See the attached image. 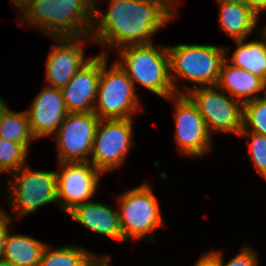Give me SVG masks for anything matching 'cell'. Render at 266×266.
Wrapping results in <instances>:
<instances>
[{"mask_svg": "<svg viewBox=\"0 0 266 266\" xmlns=\"http://www.w3.org/2000/svg\"><path fill=\"white\" fill-rule=\"evenodd\" d=\"M6 211L0 208V260L3 257V251L7 233L9 232V222H11L10 216L5 213Z\"/></svg>", "mask_w": 266, "mask_h": 266, "instance_id": "27", "label": "cell"}, {"mask_svg": "<svg viewBox=\"0 0 266 266\" xmlns=\"http://www.w3.org/2000/svg\"><path fill=\"white\" fill-rule=\"evenodd\" d=\"M28 151L24 144L0 138V174L16 172L26 165Z\"/></svg>", "mask_w": 266, "mask_h": 266, "instance_id": "23", "label": "cell"}, {"mask_svg": "<svg viewBox=\"0 0 266 266\" xmlns=\"http://www.w3.org/2000/svg\"><path fill=\"white\" fill-rule=\"evenodd\" d=\"M57 201L65 212L88 202L97 191L101 171L90 162L59 163Z\"/></svg>", "mask_w": 266, "mask_h": 266, "instance_id": "12", "label": "cell"}, {"mask_svg": "<svg viewBox=\"0 0 266 266\" xmlns=\"http://www.w3.org/2000/svg\"><path fill=\"white\" fill-rule=\"evenodd\" d=\"M110 259H102L96 266H110Z\"/></svg>", "mask_w": 266, "mask_h": 266, "instance_id": "32", "label": "cell"}, {"mask_svg": "<svg viewBox=\"0 0 266 266\" xmlns=\"http://www.w3.org/2000/svg\"><path fill=\"white\" fill-rule=\"evenodd\" d=\"M0 138L24 144L30 149L31 139L36 138L30 130L27 112H14L8 107L0 120Z\"/></svg>", "mask_w": 266, "mask_h": 266, "instance_id": "22", "label": "cell"}, {"mask_svg": "<svg viewBox=\"0 0 266 266\" xmlns=\"http://www.w3.org/2000/svg\"><path fill=\"white\" fill-rule=\"evenodd\" d=\"M240 136H246L250 141V156L257 172L266 179V136L254 132H240Z\"/></svg>", "mask_w": 266, "mask_h": 266, "instance_id": "25", "label": "cell"}, {"mask_svg": "<svg viewBox=\"0 0 266 266\" xmlns=\"http://www.w3.org/2000/svg\"><path fill=\"white\" fill-rule=\"evenodd\" d=\"M221 266H258L256 252L249 246H245L241 253L233 257L228 263L223 262V256L220 252Z\"/></svg>", "mask_w": 266, "mask_h": 266, "instance_id": "26", "label": "cell"}, {"mask_svg": "<svg viewBox=\"0 0 266 266\" xmlns=\"http://www.w3.org/2000/svg\"><path fill=\"white\" fill-rule=\"evenodd\" d=\"M186 91L185 94L203 116L210 135L214 132L240 134L243 129V103L241 101L228 96L217 85L187 87Z\"/></svg>", "mask_w": 266, "mask_h": 266, "instance_id": "7", "label": "cell"}, {"mask_svg": "<svg viewBox=\"0 0 266 266\" xmlns=\"http://www.w3.org/2000/svg\"><path fill=\"white\" fill-rule=\"evenodd\" d=\"M216 1L219 2V4L242 2V0H216Z\"/></svg>", "mask_w": 266, "mask_h": 266, "instance_id": "33", "label": "cell"}, {"mask_svg": "<svg viewBox=\"0 0 266 266\" xmlns=\"http://www.w3.org/2000/svg\"><path fill=\"white\" fill-rule=\"evenodd\" d=\"M266 136V100L261 97L243 103V129Z\"/></svg>", "mask_w": 266, "mask_h": 266, "instance_id": "24", "label": "cell"}, {"mask_svg": "<svg viewBox=\"0 0 266 266\" xmlns=\"http://www.w3.org/2000/svg\"><path fill=\"white\" fill-rule=\"evenodd\" d=\"M175 4L179 1L109 0L105 14L96 4L90 39L111 49L153 43V35L175 18Z\"/></svg>", "mask_w": 266, "mask_h": 266, "instance_id": "1", "label": "cell"}, {"mask_svg": "<svg viewBox=\"0 0 266 266\" xmlns=\"http://www.w3.org/2000/svg\"><path fill=\"white\" fill-rule=\"evenodd\" d=\"M23 24L53 38L89 36L94 23L92 0H36L21 15Z\"/></svg>", "mask_w": 266, "mask_h": 266, "instance_id": "2", "label": "cell"}, {"mask_svg": "<svg viewBox=\"0 0 266 266\" xmlns=\"http://www.w3.org/2000/svg\"><path fill=\"white\" fill-rule=\"evenodd\" d=\"M102 259L110 257L97 256L78 246L67 245L55 249L46 245L38 266H96Z\"/></svg>", "mask_w": 266, "mask_h": 266, "instance_id": "21", "label": "cell"}, {"mask_svg": "<svg viewBox=\"0 0 266 266\" xmlns=\"http://www.w3.org/2000/svg\"><path fill=\"white\" fill-rule=\"evenodd\" d=\"M11 1H14L12 3H14L15 6H17V8L20 11V14L19 15H21L36 0H11Z\"/></svg>", "mask_w": 266, "mask_h": 266, "instance_id": "30", "label": "cell"}, {"mask_svg": "<svg viewBox=\"0 0 266 266\" xmlns=\"http://www.w3.org/2000/svg\"><path fill=\"white\" fill-rule=\"evenodd\" d=\"M0 266H9L6 262H4L3 260H0Z\"/></svg>", "mask_w": 266, "mask_h": 266, "instance_id": "35", "label": "cell"}, {"mask_svg": "<svg viewBox=\"0 0 266 266\" xmlns=\"http://www.w3.org/2000/svg\"><path fill=\"white\" fill-rule=\"evenodd\" d=\"M242 2L257 16L266 11V0H242ZM259 15V16H258Z\"/></svg>", "mask_w": 266, "mask_h": 266, "instance_id": "29", "label": "cell"}, {"mask_svg": "<svg viewBox=\"0 0 266 266\" xmlns=\"http://www.w3.org/2000/svg\"><path fill=\"white\" fill-rule=\"evenodd\" d=\"M85 39L86 36L53 38L55 46L52 47L46 61L48 86L55 88L66 86L75 73L88 62L89 59H84Z\"/></svg>", "mask_w": 266, "mask_h": 266, "instance_id": "14", "label": "cell"}, {"mask_svg": "<svg viewBox=\"0 0 266 266\" xmlns=\"http://www.w3.org/2000/svg\"><path fill=\"white\" fill-rule=\"evenodd\" d=\"M46 245L31 236L8 232L2 260L9 266H38Z\"/></svg>", "mask_w": 266, "mask_h": 266, "instance_id": "19", "label": "cell"}, {"mask_svg": "<svg viewBox=\"0 0 266 266\" xmlns=\"http://www.w3.org/2000/svg\"><path fill=\"white\" fill-rule=\"evenodd\" d=\"M220 28L234 40L246 39L259 21L243 2L220 4Z\"/></svg>", "mask_w": 266, "mask_h": 266, "instance_id": "18", "label": "cell"}, {"mask_svg": "<svg viewBox=\"0 0 266 266\" xmlns=\"http://www.w3.org/2000/svg\"><path fill=\"white\" fill-rule=\"evenodd\" d=\"M169 52L170 80L176 94H185L177 88L175 78L189 80L199 86L216 85L226 48L214 45L179 44L167 46ZM182 92V93H181Z\"/></svg>", "mask_w": 266, "mask_h": 266, "instance_id": "4", "label": "cell"}, {"mask_svg": "<svg viewBox=\"0 0 266 266\" xmlns=\"http://www.w3.org/2000/svg\"><path fill=\"white\" fill-rule=\"evenodd\" d=\"M100 119L93 113H68L52 136L56 138L59 162H89Z\"/></svg>", "mask_w": 266, "mask_h": 266, "instance_id": "11", "label": "cell"}, {"mask_svg": "<svg viewBox=\"0 0 266 266\" xmlns=\"http://www.w3.org/2000/svg\"><path fill=\"white\" fill-rule=\"evenodd\" d=\"M26 112L36 139L52 137L68 114L60 88L50 86L35 97Z\"/></svg>", "mask_w": 266, "mask_h": 266, "instance_id": "15", "label": "cell"}, {"mask_svg": "<svg viewBox=\"0 0 266 266\" xmlns=\"http://www.w3.org/2000/svg\"><path fill=\"white\" fill-rule=\"evenodd\" d=\"M71 218L100 235L123 240L118 211L100 202H85L67 213Z\"/></svg>", "mask_w": 266, "mask_h": 266, "instance_id": "16", "label": "cell"}, {"mask_svg": "<svg viewBox=\"0 0 266 266\" xmlns=\"http://www.w3.org/2000/svg\"><path fill=\"white\" fill-rule=\"evenodd\" d=\"M194 266H221L220 252L214 250L204 254Z\"/></svg>", "mask_w": 266, "mask_h": 266, "instance_id": "28", "label": "cell"}, {"mask_svg": "<svg viewBox=\"0 0 266 266\" xmlns=\"http://www.w3.org/2000/svg\"><path fill=\"white\" fill-rule=\"evenodd\" d=\"M167 99L175 103V141L179 153L203 157L212 149V137L197 106L186 94H175Z\"/></svg>", "mask_w": 266, "mask_h": 266, "instance_id": "10", "label": "cell"}, {"mask_svg": "<svg viewBox=\"0 0 266 266\" xmlns=\"http://www.w3.org/2000/svg\"><path fill=\"white\" fill-rule=\"evenodd\" d=\"M118 204L123 240H155L150 233L164 222L157 198L148 183L121 194Z\"/></svg>", "mask_w": 266, "mask_h": 266, "instance_id": "5", "label": "cell"}, {"mask_svg": "<svg viewBox=\"0 0 266 266\" xmlns=\"http://www.w3.org/2000/svg\"><path fill=\"white\" fill-rule=\"evenodd\" d=\"M217 87L231 97L245 103L254 100L262 92L263 79L242 68L235 67L226 59L223 61Z\"/></svg>", "mask_w": 266, "mask_h": 266, "instance_id": "17", "label": "cell"}, {"mask_svg": "<svg viewBox=\"0 0 266 266\" xmlns=\"http://www.w3.org/2000/svg\"><path fill=\"white\" fill-rule=\"evenodd\" d=\"M262 92L265 94L264 95L265 97H261V98L266 100V78L263 79Z\"/></svg>", "mask_w": 266, "mask_h": 266, "instance_id": "34", "label": "cell"}, {"mask_svg": "<svg viewBox=\"0 0 266 266\" xmlns=\"http://www.w3.org/2000/svg\"><path fill=\"white\" fill-rule=\"evenodd\" d=\"M11 174L14 178L10 181L12 183L10 184L12 188L9 191L10 206L15 213L18 212L16 214L19 216L18 218L30 215L43 205L58 204L57 174L55 171H39L24 165Z\"/></svg>", "mask_w": 266, "mask_h": 266, "instance_id": "8", "label": "cell"}, {"mask_svg": "<svg viewBox=\"0 0 266 266\" xmlns=\"http://www.w3.org/2000/svg\"><path fill=\"white\" fill-rule=\"evenodd\" d=\"M264 41L255 40L245 43L246 39L234 40L237 48L232 57L228 59V50H226V60L231 61L235 67L242 68L254 75L266 78V35Z\"/></svg>", "mask_w": 266, "mask_h": 266, "instance_id": "20", "label": "cell"}, {"mask_svg": "<svg viewBox=\"0 0 266 266\" xmlns=\"http://www.w3.org/2000/svg\"><path fill=\"white\" fill-rule=\"evenodd\" d=\"M7 108L8 106H7L6 101H4L0 95V120H1L3 113L7 110Z\"/></svg>", "mask_w": 266, "mask_h": 266, "instance_id": "31", "label": "cell"}, {"mask_svg": "<svg viewBox=\"0 0 266 266\" xmlns=\"http://www.w3.org/2000/svg\"><path fill=\"white\" fill-rule=\"evenodd\" d=\"M133 119H100L89 162L103 174L124 163L133 144Z\"/></svg>", "mask_w": 266, "mask_h": 266, "instance_id": "9", "label": "cell"}, {"mask_svg": "<svg viewBox=\"0 0 266 266\" xmlns=\"http://www.w3.org/2000/svg\"><path fill=\"white\" fill-rule=\"evenodd\" d=\"M262 31L266 35V25H265V27H264V29Z\"/></svg>", "mask_w": 266, "mask_h": 266, "instance_id": "36", "label": "cell"}, {"mask_svg": "<svg viewBox=\"0 0 266 266\" xmlns=\"http://www.w3.org/2000/svg\"><path fill=\"white\" fill-rule=\"evenodd\" d=\"M109 58L106 52L90 57L68 84L60 88L68 113L93 112L97 98L101 65Z\"/></svg>", "mask_w": 266, "mask_h": 266, "instance_id": "13", "label": "cell"}, {"mask_svg": "<svg viewBox=\"0 0 266 266\" xmlns=\"http://www.w3.org/2000/svg\"><path fill=\"white\" fill-rule=\"evenodd\" d=\"M107 64L108 59L101 65L93 113L99 119L132 118L143 103L139 102L136 88L127 73L116 62L109 70Z\"/></svg>", "mask_w": 266, "mask_h": 266, "instance_id": "6", "label": "cell"}, {"mask_svg": "<svg viewBox=\"0 0 266 266\" xmlns=\"http://www.w3.org/2000/svg\"><path fill=\"white\" fill-rule=\"evenodd\" d=\"M120 58L116 63L127 73L132 83L138 82L163 98L174 96L170 80L169 52L166 46L154 43L130 45L118 49Z\"/></svg>", "mask_w": 266, "mask_h": 266, "instance_id": "3", "label": "cell"}]
</instances>
